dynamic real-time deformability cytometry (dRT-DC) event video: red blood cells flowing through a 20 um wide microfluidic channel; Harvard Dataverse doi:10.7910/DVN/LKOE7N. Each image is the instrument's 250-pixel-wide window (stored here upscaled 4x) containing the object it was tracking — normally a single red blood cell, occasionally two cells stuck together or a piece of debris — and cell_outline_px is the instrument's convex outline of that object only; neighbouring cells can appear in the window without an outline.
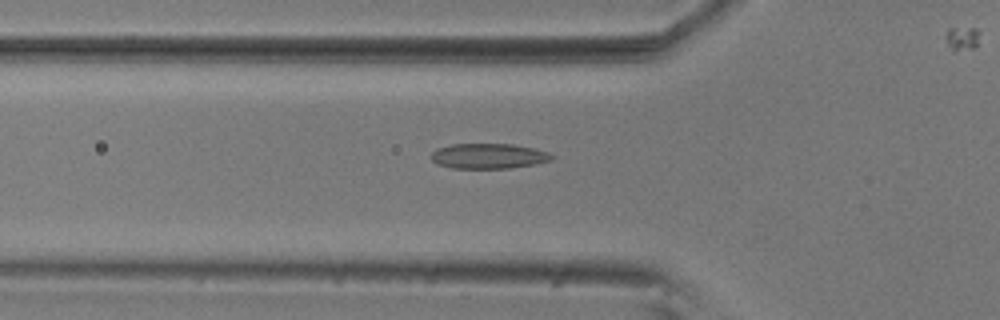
{"species": "common noctule bat (a hibernating species)", "species_latin": "Nyctalus noctula", "temperature_condition": "room temperature", "stored_images_in_passage": 48, "camera_frame_rate_fps": 3000, "um_per_image_px": 0.085, "animal": {"sex": "male", "body_mass_g": 20.5, "forearm_length_mm": 52.5}, "frame": {"image": 1, "passage_image": 18, "time_ms": 5.667, "image_size_px": [1000, 320], "cell_outline_px": [[556, 156], [552, 160], [532, 164], [508, 168], [452, 168], [436, 164], [432, 160], [432, 152], [436, 148], [452, 144], [512, 144], [532, 148], [548, 152]], "centroid_in_image_um": [41.51, 13.26], "position_along_channel_um": 84.3, "area_um2": 17.63}}
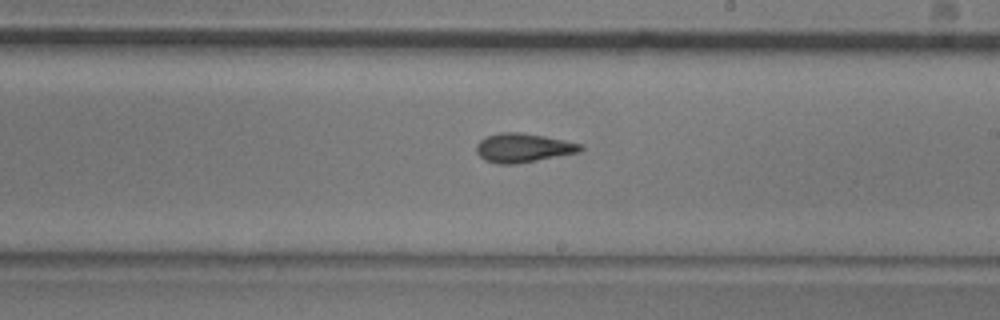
{"frame": {"image": 2, "passage_image": 31, "time_ms": 10.0, "image_size_px": [1000, 320], "cell_outline_px": [[584, 148], [580, 152], [516, 164], [496, 164], [484, 160], [476, 152], [476, 144], [480, 140], [488, 136], [500, 132], [520, 132], [544, 136], [584, 144]], "centroid_in_image_um": [44.47, 12.57], "position_along_channel_um": 244.5, "area_um2": 17.69}}
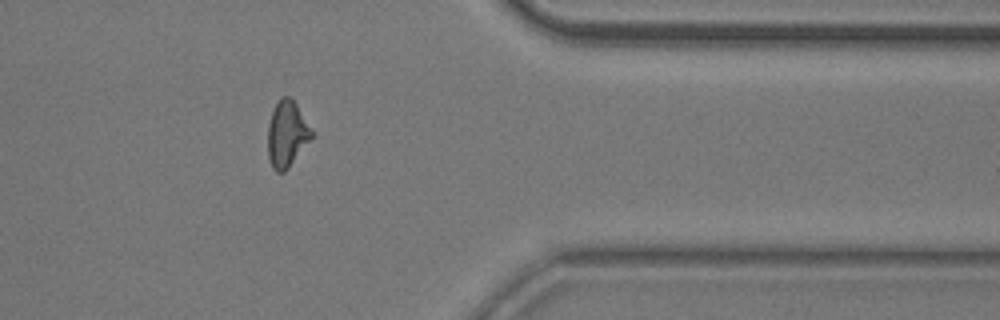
{"frame": {"image": 3, "passage_image": 44, "time_ms": 14.333, "image_size_px": [1000, 320], "cell_outline_px": [[312, 136], [288, 168], [284, 172], [276, 172], [272, 168], [268, 156], [268, 124], [272, 112], [280, 96], [288, 96], [296, 104], [312, 132]], "centroid_in_image_um": [24.34, 11.4], "position_along_channel_um": 387.1, "area_um2": 16.42}}